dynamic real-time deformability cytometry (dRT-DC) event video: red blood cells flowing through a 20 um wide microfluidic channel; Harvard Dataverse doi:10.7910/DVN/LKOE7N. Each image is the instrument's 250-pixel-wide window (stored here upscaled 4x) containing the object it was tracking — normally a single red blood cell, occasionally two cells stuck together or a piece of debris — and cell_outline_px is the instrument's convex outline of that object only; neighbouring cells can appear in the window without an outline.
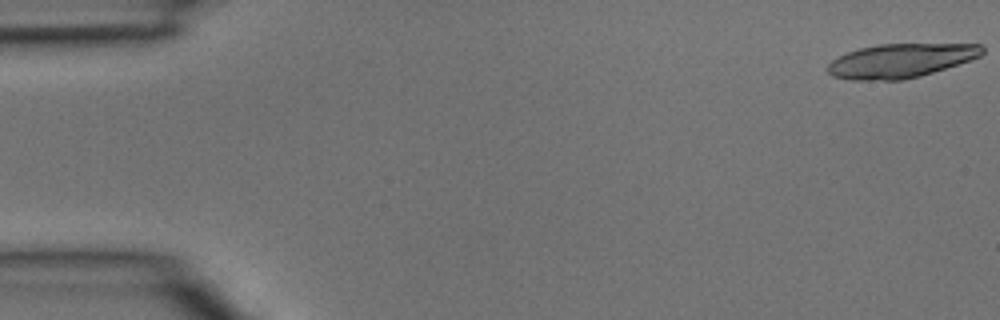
{"species": "common noctule bat (a hibernating species)", "species_latin": "Nyctalus noctula", "temperature_condition": "room temperature", "stored_images_in_passage": 4, "camera_frame_rate_fps": 3000, "um_per_image_px": 0.085, "animal": {"sex": "male", "body_mass_g": 15.6}, "frame": {"image": 1, "passage_image": 1, "time_ms": 0.0, "image_size_px": [1000, 320], "cell_outline_px": [[984, 52], [980, 56], [920, 76], [900, 80], [852, 80], [832, 76], [828, 72], [828, 64], [832, 60], [848, 52], [860, 48], [876, 44], [980, 44], [984, 48]], "centroid_in_image_um": [76.53, 5.15], "position_along_channel_um": 8.5, "area_um2": 30.29}}